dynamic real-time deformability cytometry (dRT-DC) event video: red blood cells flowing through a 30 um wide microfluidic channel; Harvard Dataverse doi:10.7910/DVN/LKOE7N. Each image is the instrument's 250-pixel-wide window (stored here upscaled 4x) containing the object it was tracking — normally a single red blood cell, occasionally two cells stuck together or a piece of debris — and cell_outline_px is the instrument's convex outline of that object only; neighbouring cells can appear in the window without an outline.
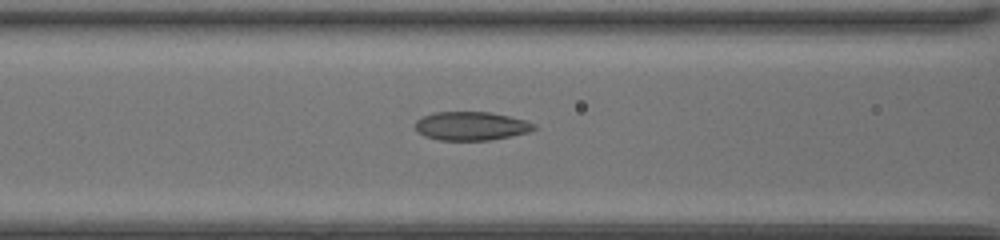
{"species": "common noctule bat (a hibernating species)", "species_latin": "Nyctalus noctula", "temperature_condition": "room temperature", "stored_images_in_passage": 43, "camera_frame_rate_fps": 3000, "um_per_image_px": 0.085, "animal": {"sex": "female", "body_mass_g": 20.0, "forearm_length_mm": 54.0}, "frame": {"image": 1, "passage_image": 16, "time_ms": 5.0, "image_size_px": [1000, 240], "cell_outline_px": [[536, 128], [528, 132], [512, 136], [488, 140], [440, 140], [424, 136], [416, 132], [416, 120], [432, 112], [492, 112], [524, 120], [536, 124]], "centroid_in_image_um": [40.03, 10.71], "position_along_channel_um": 126.6, "area_um2": 19.83}}
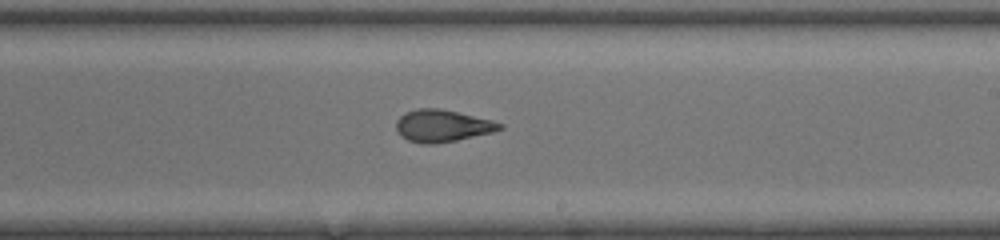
{"frame": {"image": 2, "passage_image": 25, "time_ms": 8.0, "image_size_px": [1000, 240], "cell_outline_px": [[504, 128], [492, 132], [456, 140], [436, 144], [420, 144], [408, 140], [400, 136], [396, 128], [396, 120], [404, 112], [416, 108], [440, 108], [492, 120], [504, 124]], "centroid_in_image_um": [37.57, 10.69], "position_along_channel_um": 251.4, "area_um2": 19.54}}
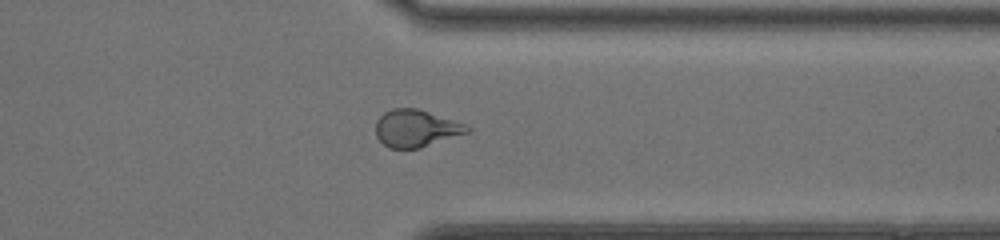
{"frame": {"image": 3, "passage_image": 34, "time_ms": 11.0, "image_size_px": [1000, 240], "cell_outline_px": [[472, 128], [468, 132], [420, 148], [388, 148], [376, 136], [376, 120], [384, 112], [392, 108], [416, 108], [464, 124]], "centroid_in_image_um": [35.32, 10.91], "position_along_channel_um": 376.1, "area_um2": 19.54}, "authors_computed_cell_mechanics": {"area_um2": 20.3456, "velocity_mm_per_s": 4.1785, "shape_relaxation_time_tau1_ms": null, "shape_relaxation_time_tau2_ms": 1.3236, "deformation_change_tau1": null, "deformation_change_tau2": 0.0941}}